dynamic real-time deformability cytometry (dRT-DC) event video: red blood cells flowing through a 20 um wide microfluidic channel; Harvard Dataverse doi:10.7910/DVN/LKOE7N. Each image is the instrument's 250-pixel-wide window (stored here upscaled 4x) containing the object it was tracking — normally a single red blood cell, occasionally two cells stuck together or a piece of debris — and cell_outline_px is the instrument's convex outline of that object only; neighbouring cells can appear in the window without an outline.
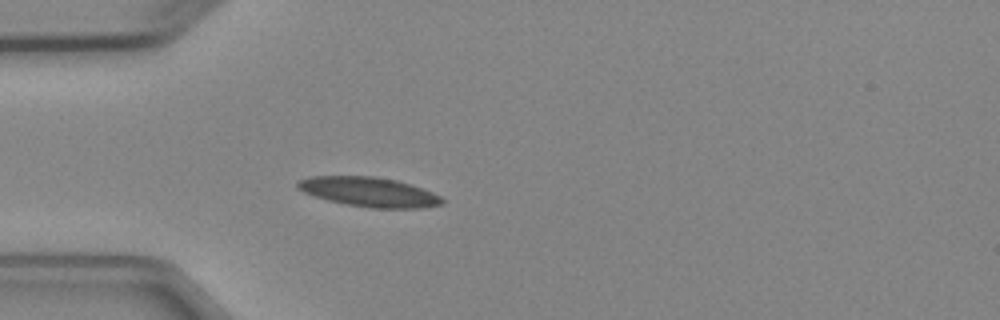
{"species": "Egyptian fruit bat (a non-hibernating species)", "species_latin": "Rousettus aegyptiacus", "temperature_condition": "cold", "stored_images_in_passage": 4, "camera_frame_rate_fps": 3000, "um_per_image_px": 0.085, "animal": {"sex": "female"}, "frame": {"image": 1, "passage_image": 4, "time_ms": 4.0, "image_size_px": [1000, 320], "cell_outline_px": [[444, 204], [424, 208], [372, 208], [348, 204], [328, 200], [304, 192], [296, 188], [296, 184], [300, 180], [308, 176], [376, 176], [396, 180], [432, 192], [440, 196], [444, 200]], "centroid_in_image_um": [31.38, 16.31], "position_along_channel_um": 53.6, "area_um2": 24.74}}